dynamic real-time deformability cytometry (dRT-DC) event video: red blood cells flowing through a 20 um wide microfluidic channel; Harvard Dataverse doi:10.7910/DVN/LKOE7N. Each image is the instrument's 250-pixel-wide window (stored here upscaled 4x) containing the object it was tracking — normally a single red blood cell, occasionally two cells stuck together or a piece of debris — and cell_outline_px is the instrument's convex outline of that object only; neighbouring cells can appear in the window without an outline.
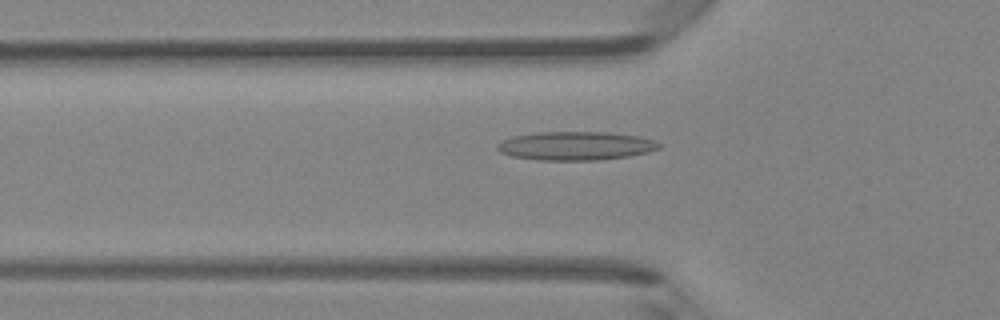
{"species": "Egyptian fruit bat (a non-hibernating species)", "species_latin": "Rousettus aegyptiacus", "temperature_condition": "room temperature", "stored_images_in_passage": 37, "camera_frame_rate_fps": 3000, "um_per_image_px": 0.085, "animal": {"sex": "female"}, "frame": {"image": 1, "passage_image": 6, "time_ms": 1.667, "image_size_px": [1000, 320], "cell_outline_px": [[660, 148], [648, 152], [628, 156], [600, 160], [540, 160], [512, 156], [500, 152], [496, 148], [496, 144], [500, 140], [512, 136], [536, 132], [608, 132], [640, 136], [652, 140], [660, 144]], "centroid_in_image_um": [48.89, 12.39], "position_along_channel_um": 76.9, "area_um2": 27.11}}
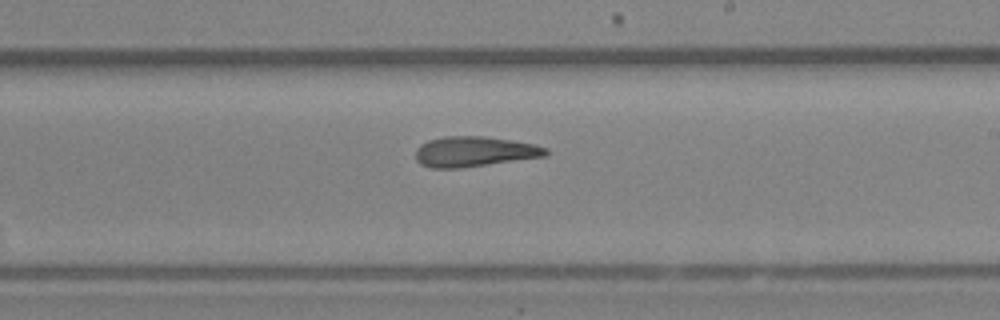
{"frame": {"image": 2, "passage_image": 18, "time_ms": 5.667, "image_size_px": [1000, 320], "cell_outline_px": [[548, 152], [544, 156], [460, 168], [432, 168], [420, 164], [416, 160], [416, 148], [420, 144], [428, 140], [444, 136], [484, 136], [512, 140], [536, 144], [548, 148]], "centroid_in_image_um": [40.29, 12.87], "position_along_channel_um": 248.7, "area_um2": 22.95}}
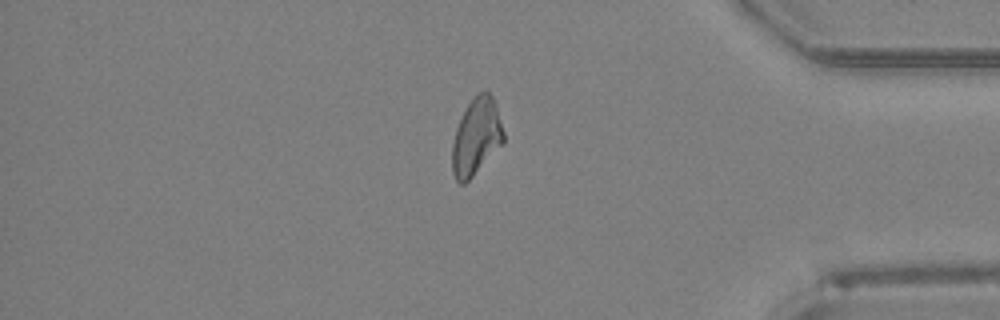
{"frame": {"image": 3, "passage_image": 30, "time_ms": 9.667, "image_size_px": [1000, 320], "cell_outline_px": [[504, 144], [464, 184], [460, 184], [456, 180], [452, 172], [452, 144], [456, 128], [468, 104], [480, 92], [488, 92], [492, 96], [496, 104], [504, 132]], "centroid_in_image_um": [40.5, 11.65], "position_along_channel_um": 394.7, "area_um2": 22.83}, "authors_computed_cell_mechanics": {"area_um2": 22.8888, "velocity_mm_per_s": 4.3175, "shape_relaxation_time_tau1_ms": null, "shape_relaxation_time_tau2_ms": 1.319, "deformation_change_tau1": null, "deformation_change_tau2": 0.1113}}